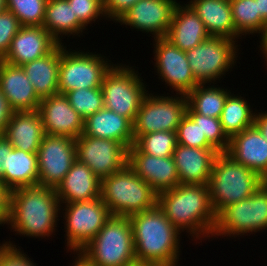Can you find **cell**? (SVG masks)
<instances>
[{
	"mask_svg": "<svg viewBox=\"0 0 267 266\" xmlns=\"http://www.w3.org/2000/svg\"><path fill=\"white\" fill-rule=\"evenodd\" d=\"M263 179L251 169L236 162L226 152L214 161L208 183L210 202L217 215L226 206L250 197Z\"/></svg>",
	"mask_w": 267,
	"mask_h": 266,
	"instance_id": "277c9868",
	"label": "cell"
},
{
	"mask_svg": "<svg viewBox=\"0 0 267 266\" xmlns=\"http://www.w3.org/2000/svg\"><path fill=\"white\" fill-rule=\"evenodd\" d=\"M6 190V188L4 187L2 180L0 178V195Z\"/></svg>",
	"mask_w": 267,
	"mask_h": 266,
	"instance_id": "f5cc1de1",
	"label": "cell"
},
{
	"mask_svg": "<svg viewBox=\"0 0 267 266\" xmlns=\"http://www.w3.org/2000/svg\"><path fill=\"white\" fill-rule=\"evenodd\" d=\"M76 142V159L86 164L101 180L127 165L128 148L121 142L81 134Z\"/></svg>",
	"mask_w": 267,
	"mask_h": 266,
	"instance_id": "4fadbf2b",
	"label": "cell"
},
{
	"mask_svg": "<svg viewBox=\"0 0 267 266\" xmlns=\"http://www.w3.org/2000/svg\"><path fill=\"white\" fill-rule=\"evenodd\" d=\"M2 135L13 148L29 153H37L45 136L39 111L13 112Z\"/></svg>",
	"mask_w": 267,
	"mask_h": 266,
	"instance_id": "603a6c76",
	"label": "cell"
},
{
	"mask_svg": "<svg viewBox=\"0 0 267 266\" xmlns=\"http://www.w3.org/2000/svg\"><path fill=\"white\" fill-rule=\"evenodd\" d=\"M129 64H113L104 75L101 89L104 107L128 118L132 123L148 90L138 70Z\"/></svg>",
	"mask_w": 267,
	"mask_h": 266,
	"instance_id": "52a82bcc",
	"label": "cell"
},
{
	"mask_svg": "<svg viewBox=\"0 0 267 266\" xmlns=\"http://www.w3.org/2000/svg\"><path fill=\"white\" fill-rule=\"evenodd\" d=\"M260 33L261 34H258L260 36L259 50L263 53V58L266 60L267 63V20L264 22L263 28Z\"/></svg>",
	"mask_w": 267,
	"mask_h": 266,
	"instance_id": "7dc6e473",
	"label": "cell"
},
{
	"mask_svg": "<svg viewBox=\"0 0 267 266\" xmlns=\"http://www.w3.org/2000/svg\"><path fill=\"white\" fill-rule=\"evenodd\" d=\"M5 243L7 246L0 252V266H37L34 260L31 261L15 243L11 241H5Z\"/></svg>",
	"mask_w": 267,
	"mask_h": 266,
	"instance_id": "60d3db41",
	"label": "cell"
},
{
	"mask_svg": "<svg viewBox=\"0 0 267 266\" xmlns=\"http://www.w3.org/2000/svg\"><path fill=\"white\" fill-rule=\"evenodd\" d=\"M188 4L197 13L210 36L240 39L232 19L228 0H190Z\"/></svg>",
	"mask_w": 267,
	"mask_h": 266,
	"instance_id": "4316f807",
	"label": "cell"
},
{
	"mask_svg": "<svg viewBox=\"0 0 267 266\" xmlns=\"http://www.w3.org/2000/svg\"><path fill=\"white\" fill-rule=\"evenodd\" d=\"M157 206L181 233L186 230L191 238L200 241L212 237L216 214L208 185L178 184L157 194Z\"/></svg>",
	"mask_w": 267,
	"mask_h": 266,
	"instance_id": "7a4b0ae2",
	"label": "cell"
},
{
	"mask_svg": "<svg viewBox=\"0 0 267 266\" xmlns=\"http://www.w3.org/2000/svg\"><path fill=\"white\" fill-rule=\"evenodd\" d=\"M64 208V209H63ZM60 209L65 219L66 250L77 255L104 226L111 216L101 198L90 201L62 204Z\"/></svg>",
	"mask_w": 267,
	"mask_h": 266,
	"instance_id": "8fae6325",
	"label": "cell"
},
{
	"mask_svg": "<svg viewBox=\"0 0 267 266\" xmlns=\"http://www.w3.org/2000/svg\"><path fill=\"white\" fill-rule=\"evenodd\" d=\"M236 162L257 173L262 179L267 174V139L255 125L230 139L226 152Z\"/></svg>",
	"mask_w": 267,
	"mask_h": 266,
	"instance_id": "7402d4cb",
	"label": "cell"
},
{
	"mask_svg": "<svg viewBox=\"0 0 267 266\" xmlns=\"http://www.w3.org/2000/svg\"><path fill=\"white\" fill-rule=\"evenodd\" d=\"M7 246V244L4 242L2 245L0 244V252Z\"/></svg>",
	"mask_w": 267,
	"mask_h": 266,
	"instance_id": "db71d44e",
	"label": "cell"
},
{
	"mask_svg": "<svg viewBox=\"0 0 267 266\" xmlns=\"http://www.w3.org/2000/svg\"><path fill=\"white\" fill-rule=\"evenodd\" d=\"M254 125L260 131L262 136L267 139V112H257L254 116Z\"/></svg>",
	"mask_w": 267,
	"mask_h": 266,
	"instance_id": "bcb514c9",
	"label": "cell"
},
{
	"mask_svg": "<svg viewBox=\"0 0 267 266\" xmlns=\"http://www.w3.org/2000/svg\"><path fill=\"white\" fill-rule=\"evenodd\" d=\"M210 37L204 23L189 4H177L166 39L184 52Z\"/></svg>",
	"mask_w": 267,
	"mask_h": 266,
	"instance_id": "d4e9b609",
	"label": "cell"
},
{
	"mask_svg": "<svg viewBox=\"0 0 267 266\" xmlns=\"http://www.w3.org/2000/svg\"><path fill=\"white\" fill-rule=\"evenodd\" d=\"M21 27L22 25L12 12L5 10L0 13V60L5 57L12 39Z\"/></svg>",
	"mask_w": 267,
	"mask_h": 266,
	"instance_id": "ab89813d",
	"label": "cell"
},
{
	"mask_svg": "<svg viewBox=\"0 0 267 266\" xmlns=\"http://www.w3.org/2000/svg\"><path fill=\"white\" fill-rule=\"evenodd\" d=\"M257 7L260 18L265 22L267 20V0H257Z\"/></svg>",
	"mask_w": 267,
	"mask_h": 266,
	"instance_id": "c3c4849f",
	"label": "cell"
},
{
	"mask_svg": "<svg viewBox=\"0 0 267 266\" xmlns=\"http://www.w3.org/2000/svg\"><path fill=\"white\" fill-rule=\"evenodd\" d=\"M200 128L206 139L221 153L229 149L230 139L224 133L220 118L200 114Z\"/></svg>",
	"mask_w": 267,
	"mask_h": 266,
	"instance_id": "f35d334b",
	"label": "cell"
},
{
	"mask_svg": "<svg viewBox=\"0 0 267 266\" xmlns=\"http://www.w3.org/2000/svg\"><path fill=\"white\" fill-rule=\"evenodd\" d=\"M64 95L67 97L70 105L83 119H86L104 107L101 87L97 89L81 88L70 90Z\"/></svg>",
	"mask_w": 267,
	"mask_h": 266,
	"instance_id": "d590c367",
	"label": "cell"
},
{
	"mask_svg": "<svg viewBox=\"0 0 267 266\" xmlns=\"http://www.w3.org/2000/svg\"><path fill=\"white\" fill-rule=\"evenodd\" d=\"M127 165L157 193L174 188L179 177L173 156L155 157L142 153L134 144L128 149Z\"/></svg>",
	"mask_w": 267,
	"mask_h": 266,
	"instance_id": "e0dca14e",
	"label": "cell"
},
{
	"mask_svg": "<svg viewBox=\"0 0 267 266\" xmlns=\"http://www.w3.org/2000/svg\"><path fill=\"white\" fill-rule=\"evenodd\" d=\"M100 198L111 215L124 217L157 205V193L128 165L101 179Z\"/></svg>",
	"mask_w": 267,
	"mask_h": 266,
	"instance_id": "5b68a950",
	"label": "cell"
},
{
	"mask_svg": "<svg viewBox=\"0 0 267 266\" xmlns=\"http://www.w3.org/2000/svg\"><path fill=\"white\" fill-rule=\"evenodd\" d=\"M7 0H0V13L7 10Z\"/></svg>",
	"mask_w": 267,
	"mask_h": 266,
	"instance_id": "816d5d0a",
	"label": "cell"
},
{
	"mask_svg": "<svg viewBox=\"0 0 267 266\" xmlns=\"http://www.w3.org/2000/svg\"><path fill=\"white\" fill-rule=\"evenodd\" d=\"M232 19L236 32L241 36L260 34L264 21L260 18L257 0H232Z\"/></svg>",
	"mask_w": 267,
	"mask_h": 266,
	"instance_id": "d6a6232c",
	"label": "cell"
},
{
	"mask_svg": "<svg viewBox=\"0 0 267 266\" xmlns=\"http://www.w3.org/2000/svg\"><path fill=\"white\" fill-rule=\"evenodd\" d=\"M13 149V146L9 141L0 134V178L4 185V171L7 167V154H9Z\"/></svg>",
	"mask_w": 267,
	"mask_h": 266,
	"instance_id": "7bdbcfd3",
	"label": "cell"
},
{
	"mask_svg": "<svg viewBox=\"0 0 267 266\" xmlns=\"http://www.w3.org/2000/svg\"><path fill=\"white\" fill-rule=\"evenodd\" d=\"M263 185L267 186V174L265 175V177L263 178Z\"/></svg>",
	"mask_w": 267,
	"mask_h": 266,
	"instance_id": "11a10c76",
	"label": "cell"
},
{
	"mask_svg": "<svg viewBox=\"0 0 267 266\" xmlns=\"http://www.w3.org/2000/svg\"><path fill=\"white\" fill-rule=\"evenodd\" d=\"M75 260V261H74ZM73 260L74 263H72L71 266H90L88 263H86L80 256H76Z\"/></svg>",
	"mask_w": 267,
	"mask_h": 266,
	"instance_id": "f907efd6",
	"label": "cell"
},
{
	"mask_svg": "<svg viewBox=\"0 0 267 266\" xmlns=\"http://www.w3.org/2000/svg\"><path fill=\"white\" fill-rule=\"evenodd\" d=\"M177 144L193 148H215L202 134L200 114L195 113L188 105L176 130Z\"/></svg>",
	"mask_w": 267,
	"mask_h": 266,
	"instance_id": "836d02e7",
	"label": "cell"
},
{
	"mask_svg": "<svg viewBox=\"0 0 267 266\" xmlns=\"http://www.w3.org/2000/svg\"><path fill=\"white\" fill-rule=\"evenodd\" d=\"M123 266H155V265L147 263V262L139 261V260H134L133 262H130Z\"/></svg>",
	"mask_w": 267,
	"mask_h": 266,
	"instance_id": "681fc988",
	"label": "cell"
},
{
	"mask_svg": "<svg viewBox=\"0 0 267 266\" xmlns=\"http://www.w3.org/2000/svg\"><path fill=\"white\" fill-rule=\"evenodd\" d=\"M136 260L155 266H178L181 232L156 205L129 217Z\"/></svg>",
	"mask_w": 267,
	"mask_h": 266,
	"instance_id": "3957f363",
	"label": "cell"
},
{
	"mask_svg": "<svg viewBox=\"0 0 267 266\" xmlns=\"http://www.w3.org/2000/svg\"><path fill=\"white\" fill-rule=\"evenodd\" d=\"M238 42L226 37L210 36L198 46L186 51L187 60L195 80L199 84H217L235 64Z\"/></svg>",
	"mask_w": 267,
	"mask_h": 266,
	"instance_id": "9c48e42d",
	"label": "cell"
},
{
	"mask_svg": "<svg viewBox=\"0 0 267 266\" xmlns=\"http://www.w3.org/2000/svg\"><path fill=\"white\" fill-rule=\"evenodd\" d=\"M216 148H193L177 144L174 149L179 184L208 185L216 156Z\"/></svg>",
	"mask_w": 267,
	"mask_h": 266,
	"instance_id": "44dd1931",
	"label": "cell"
},
{
	"mask_svg": "<svg viewBox=\"0 0 267 266\" xmlns=\"http://www.w3.org/2000/svg\"><path fill=\"white\" fill-rule=\"evenodd\" d=\"M82 134L121 142L128 149L134 144L133 123L105 107L84 119Z\"/></svg>",
	"mask_w": 267,
	"mask_h": 266,
	"instance_id": "484cf974",
	"label": "cell"
},
{
	"mask_svg": "<svg viewBox=\"0 0 267 266\" xmlns=\"http://www.w3.org/2000/svg\"><path fill=\"white\" fill-rule=\"evenodd\" d=\"M58 45L44 27L22 26L2 60L11 65L23 66L51 53Z\"/></svg>",
	"mask_w": 267,
	"mask_h": 266,
	"instance_id": "d6986e66",
	"label": "cell"
},
{
	"mask_svg": "<svg viewBox=\"0 0 267 266\" xmlns=\"http://www.w3.org/2000/svg\"><path fill=\"white\" fill-rule=\"evenodd\" d=\"M178 3L176 0H139L116 22L146 34L150 32L154 39L166 38Z\"/></svg>",
	"mask_w": 267,
	"mask_h": 266,
	"instance_id": "2e32d148",
	"label": "cell"
},
{
	"mask_svg": "<svg viewBox=\"0 0 267 266\" xmlns=\"http://www.w3.org/2000/svg\"><path fill=\"white\" fill-rule=\"evenodd\" d=\"M154 69L158 78L176 94L187 95L199 83L195 80L186 53L166 38L154 39ZM161 77V78H160ZM171 86V87H170Z\"/></svg>",
	"mask_w": 267,
	"mask_h": 266,
	"instance_id": "9a60e30c",
	"label": "cell"
},
{
	"mask_svg": "<svg viewBox=\"0 0 267 266\" xmlns=\"http://www.w3.org/2000/svg\"><path fill=\"white\" fill-rule=\"evenodd\" d=\"M37 156L39 185L56 189L76 160L75 139L45 134Z\"/></svg>",
	"mask_w": 267,
	"mask_h": 266,
	"instance_id": "5bb4252c",
	"label": "cell"
},
{
	"mask_svg": "<svg viewBox=\"0 0 267 266\" xmlns=\"http://www.w3.org/2000/svg\"><path fill=\"white\" fill-rule=\"evenodd\" d=\"M38 111L45 134L77 139L83 133L84 119L70 105L64 94L58 93L42 99Z\"/></svg>",
	"mask_w": 267,
	"mask_h": 266,
	"instance_id": "ac0fdd59",
	"label": "cell"
},
{
	"mask_svg": "<svg viewBox=\"0 0 267 266\" xmlns=\"http://www.w3.org/2000/svg\"><path fill=\"white\" fill-rule=\"evenodd\" d=\"M261 230H267V186L263 184L250 197L226 206L216 215L212 238H236Z\"/></svg>",
	"mask_w": 267,
	"mask_h": 266,
	"instance_id": "ba28073f",
	"label": "cell"
},
{
	"mask_svg": "<svg viewBox=\"0 0 267 266\" xmlns=\"http://www.w3.org/2000/svg\"><path fill=\"white\" fill-rule=\"evenodd\" d=\"M42 27H44L59 44H63V35H68V37L77 35L80 37L81 34L83 35V30H87L78 20L77 16L74 15L72 7L69 6L67 0L47 1Z\"/></svg>",
	"mask_w": 267,
	"mask_h": 266,
	"instance_id": "f1b7e54d",
	"label": "cell"
},
{
	"mask_svg": "<svg viewBox=\"0 0 267 266\" xmlns=\"http://www.w3.org/2000/svg\"><path fill=\"white\" fill-rule=\"evenodd\" d=\"M66 48L64 43L61 44L58 75L59 93L65 94L75 89L101 87L104 75L111 68L113 62L98 53L94 54L82 50L71 51L72 49L67 50Z\"/></svg>",
	"mask_w": 267,
	"mask_h": 266,
	"instance_id": "30bf717a",
	"label": "cell"
},
{
	"mask_svg": "<svg viewBox=\"0 0 267 266\" xmlns=\"http://www.w3.org/2000/svg\"><path fill=\"white\" fill-rule=\"evenodd\" d=\"M101 180L77 159L63 181L55 189L60 204L90 201L100 198Z\"/></svg>",
	"mask_w": 267,
	"mask_h": 266,
	"instance_id": "cb8c5ba5",
	"label": "cell"
},
{
	"mask_svg": "<svg viewBox=\"0 0 267 266\" xmlns=\"http://www.w3.org/2000/svg\"><path fill=\"white\" fill-rule=\"evenodd\" d=\"M236 95V96H235ZM250 103L245 97L230 92L220 116L224 133L229 139L254 125V116Z\"/></svg>",
	"mask_w": 267,
	"mask_h": 266,
	"instance_id": "4dcf8cb0",
	"label": "cell"
},
{
	"mask_svg": "<svg viewBox=\"0 0 267 266\" xmlns=\"http://www.w3.org/2000/svg\"><path fill=\"white\" fill-rule=\"evenodd\" d=\"M12 113L13 111L11 110L6 97L0 90V134L5 130Z\"/></svg>",
	"mask_w": 267,
	"mask_h": 266,
	"instance_id": "ee69618b",
	"label": "cell"
},
{
	"mask_svg": "<svg viewBox=\"0 0 267 266\" xmlns=\"http://www.w3.org/2000/svg\"><path fill=\"white\" fill-rule=\"evenodd\" d=\"M210 85L198 84L191 90L186 95L187 105L197 114L220 118L230 90Z\"/></svg>",
	"mask_w": 267,
	"mask_h": 266,
	"instance_id": "1f68e13d",
	"label": "cell"
},
{
	"mask_svg": "<svg viewBox=\"0 0 267 266\" xmlns=\"http://www.w3.org/2000/svg\"><path fill=\"white\" fill-rule=\"evenodd\" d=\"M60 207L52 187L38 184L13 189L9 196L8 227L24 237H49L56 232Z\"/></svg>",
	"mask_w": 267,
	"mask_h": 266,
	"instance_id": "6da1fadb",
	"label": "cell"
},
{
	"mask_svg": "<svg viewBox=\"0 0 267 266\" xmlns=\"http://www.w3.org/2000/svg\"><path fill=\"white\" fill-rule=\"evenodd\" d=\"M162 95L148 92L143 99L133 121L134 142L141 135L152 132H176L182 117L186 114V95Z\"/></svg>",
	"mask_w": 267,
	"mask_h": 266,
	"instance_id": "7c38bea8",
	"label": "cell"
},
{
	"mask_svg": "<svg viewBox=\"0 0 267 266\" xmlns=\"http://www.w3.org/2000/svg\"><path fill=\"white\" fill-rule=\"evenodd\" d=\"M48 0H7V10L12 12L22 26H42Z\"/></svg>",
	"mask_w": 267,
	"mask_h": 266,
	"instance_id": "8d00e7d4",
	"label": "cell"
},
{
	"mask_svg": "<svg viewBox=\"0 0 267 266\" xmlns=\"http://www.w3.org/2000/svg\"><path fill=\"white\" fill-rule=\"evenodd\" d=\"M38 156L17 148L7 154L4 187L11 191L24 186L38 185Z\"/></svg>",
	"mask_w": 267,
	"mask_h": 266,
	"instance_id": "f546056e",
	"label": "cell"
},
{
	"mask_svg": "<svg viewBox=\"0 0 267 266\" xmlns=\"http://www.w3.org/2000/svg\"><path fill=\"white\" fill-rule=\"evenodd\" d=\"M134 145L142 152L155 157H171L177 146L176 132L158 131L141 135Z\"/></svg>",
	"mask_w": 267,
	"mask_h": 266,
	"instance_id": "e575fe53",
	"label": "cell"
},
{
	"mask_svg": "<svg viewBox=\"0 0 267 266\" xmlns=\"http://www.w3.org/2000/svg\"><path fill=\"white\" fill-rule=\"evenodd\" d=\"M77 255L90 266H123L136 260L129 217L111 215Z\"/></svg>",
	"mask_w": 267,
	"mask_h": 266,
	"instance_id": "8992f818",
	"label": "cell"
},
{
	"mask_svg": "<svg viewBox=\"0 0 267 266\" xmlns=\"http://www.w3.org/2000/svg\"><path fill=\"white\" fill-rule=\"evenodd\" d=\"M60 55L61 44L51 53L22 66L37 96L41 100L59 93L58 75Z\"/></svg>",
	"mask_w": 267,
	"mask_h": 266,
	"instance_id": "83f0119b",
	"label": "cell"
},
{
	"mask_svg": "<svg viewBox=\"0 0 267 266\" xmlns=\"http://www.w3.org/2000/svg\"><path fill=\"white\" fill-rule=\"evenodd\" d=\"M9 196L10 191L5 190L0 195V225H8L9 224Z\"/></svg>",
	"mask_w": 267,
	"mask_h": 266,
	"instance_id": "f6af8a7d",
	"label": "cell"
},
{
	"mask_svg": "<svg viewBox=\"0 0 267 266\" xmlns=\"http://www.w3.org/2000/svg\"><path fill=\"white\" fill-rule=\"evenodd\" d=\"M0 90L13 112L38 110L41 99L37 96L22 66L0 60Z\"/></svg>",
	"mask_w": 267,
	"mask_h": 266,
	"instance_id": "ffe728a7",
	"label": "cell"
},
{
	"mask_svg": "<svg viewBox=\"0 0 267 266\" xmlns=\"http://www.w3.org/2000/svg\"><path fill=\"white\" fill-rule=\"evenodd\" d=\"M69 6L72 7L74 15L77 16L78 20L85 26L91 24L93 21L96 22L97 19H107L104 18V7L103 0H67Z\"/></svg>",
	"mask_w": 267,
	"mask_h": 266,
	"instance_id": "74e56055",
	"label": "cell"
},
{
	"mask_svg": "<svg viewBox=\"0 0 267 266\" xmlns=\"http://www.w3.org/2000/svg\"><path fill=\"white\" fill-rule=\"evenodd\" d=\"M139 0H103L104 13L110 21L116 22Z\"/></svg>",
	"mask_w": 267,
	"mask_h": 266,
	"instance_id": "b9f144b4",
	"label": "cell"
}]
</instances>
